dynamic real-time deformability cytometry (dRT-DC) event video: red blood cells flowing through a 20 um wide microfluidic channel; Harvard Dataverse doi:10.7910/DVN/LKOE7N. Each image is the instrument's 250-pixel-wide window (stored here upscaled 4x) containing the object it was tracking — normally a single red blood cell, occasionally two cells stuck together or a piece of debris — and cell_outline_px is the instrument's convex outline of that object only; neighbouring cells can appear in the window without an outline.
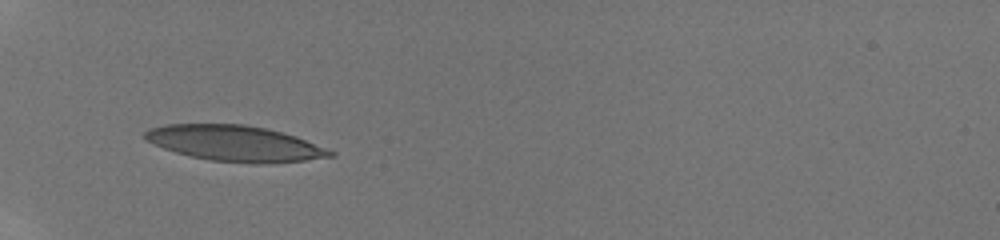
{"species": "human", "species_latin": "Homo sapiens", "temperature_condition": "room temperature", "stored_images_in_passage": 12, "camera_frame_rate_fps": 3000, "um_per_image_px": 0.085, "donor": {"sex": "male"}, "frame": {"image": 1, "passage_image": 1, "time_ms": 0.0, "image_size_px": [1000, 240], "cell_outline_px": [[336, 156], [304, 160], [268, 164], [260, 164], [212, 160], [192, 156], [176, 152], [164, 148], [144, 140], [144, 132], [148, 128], [164, 124], [244, 124], [268, 128], [296, 136], [336, 152]], "centroid_in_image_um": [19.97, 12.18], "position_along_channel_um": 65.0, "area_um2": 38.61}}
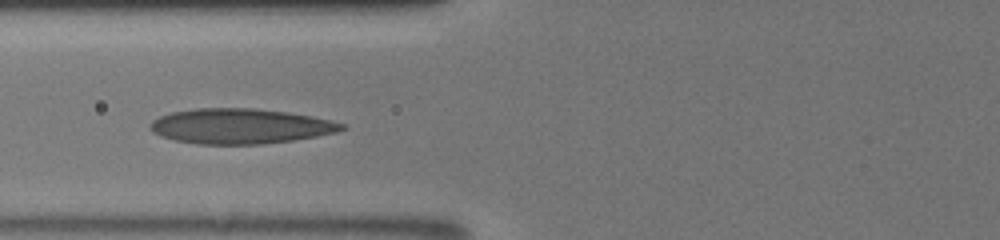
{"frame": {"image": 2, "passage_image": 11, "time_ms": 1.333, "image_size_px": [1000, 240], "cell_outline_px": [[348, 128], [336, 132], [316, 136], [292, 140], [260, 144], [196, 144], [176, 140], [160, 136], [152, 132], [148, 128], [148, 124], [152, 120], [160, 116], [172, 112], [196, 108], [252, 108], [288, 112], [312, 116], [344, 124]], "centroid_in_image_um": [20.38, 10.72], "position_along_channel_um": 105.4, "area_um2": 39.19}}